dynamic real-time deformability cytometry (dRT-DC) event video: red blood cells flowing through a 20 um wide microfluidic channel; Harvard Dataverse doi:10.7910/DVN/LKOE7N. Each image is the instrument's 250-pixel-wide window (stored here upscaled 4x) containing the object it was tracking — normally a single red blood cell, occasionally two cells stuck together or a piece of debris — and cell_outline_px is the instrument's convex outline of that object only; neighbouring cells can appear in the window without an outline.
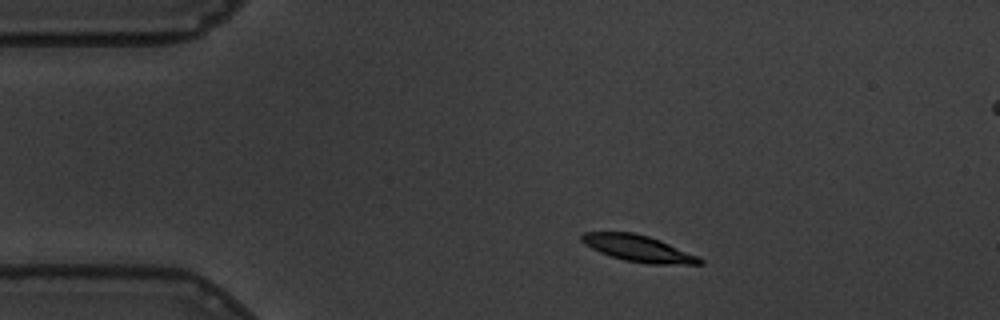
{"species": "common noctule bat (a hibernating species)", "species_latin": "Nyctalus noctula", "temperature_condition": "warm", "stored_images_in_passage": 50, "segment_of_instrument_passage": [1, 2], "camera_frame_rate_fps": 3000, "um_per_image_px": 0.085, "animal": {"sex": "male", "body_mass_g": 19.5, "forearm_length_mm": 54.6}, "frame": {"image": 1, "passage_image": 1, "time_ms": 0.0, "image_size_px": [1000, 320], "cell_outline_px": [[704, 264], [652, 264], [624, 260], [600, 252], [584, 244], [580, 240], [580, 236], [584, 232], [632, 232], [648, 236], [660, 240], [700, 256], [704, 260]], "centroid_in_image_um": [54.29, 21.11], "position_along_channel_um": 30.7, "area_um2": 18.21}}
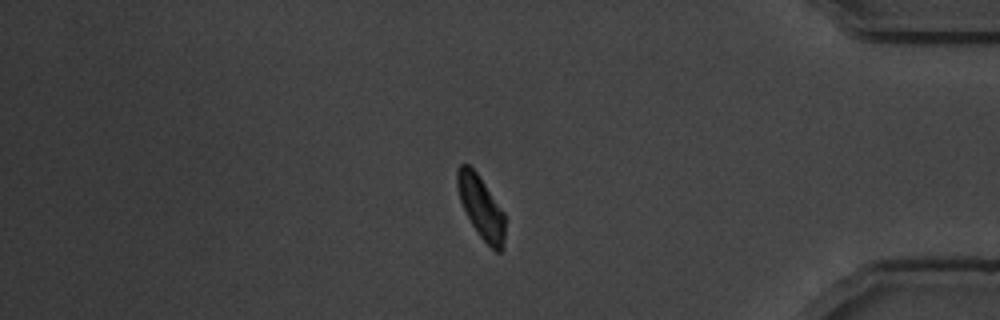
{"frame": {"image": 2, "passage_image": 40, "time_ms": 13.0, "image_size_px": [1000, 320], "cell_outline_px": [[504, 248], [500, 252], [496, 252], [480, 236], [472, 224], [460, 200], [456, 188], [456, 168], [460, 164], [468, 164], [476, 172], [504, 212]], "centroid_in_image_um": [40.87, 17.59], "position_along_channel_um": 394.3, "area_um2": 17.17}}